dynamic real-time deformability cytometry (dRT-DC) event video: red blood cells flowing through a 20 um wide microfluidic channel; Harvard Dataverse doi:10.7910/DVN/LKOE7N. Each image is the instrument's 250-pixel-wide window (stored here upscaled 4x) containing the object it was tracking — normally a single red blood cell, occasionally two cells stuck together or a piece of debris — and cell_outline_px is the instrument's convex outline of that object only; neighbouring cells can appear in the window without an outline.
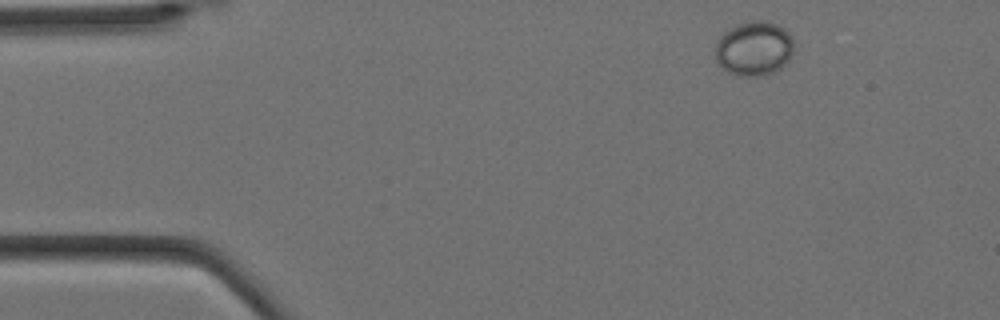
{"species": "Egyptian fruit bat (a non-hibernating species)", "species_latin": "Rousettus aegyptiacus", "temperature_condition": "cold", "stored_images_in_passage": 4, "camera_frame_rate_fps": 3000, "um_per_image_px": 0.085, "animal": {"sex": "female"}, "frame": {"image": 1, "passage_image": 1, "time_ms": 0.0, "image_size_px": [1000, 320], "cell_outline_px": [[792, 56], [776, 72], [764, 76], [736, 76], [728, 72], [716, 64], [716, 44], [720, 36], [728, 28], [736, 24], [752, 20], [768, 20], [784, 28], [792, 36]], "centroid_in_image_um": [64.08, 4.13], "position_along_channel_um": 20.9, "area_um2": 25.37}}
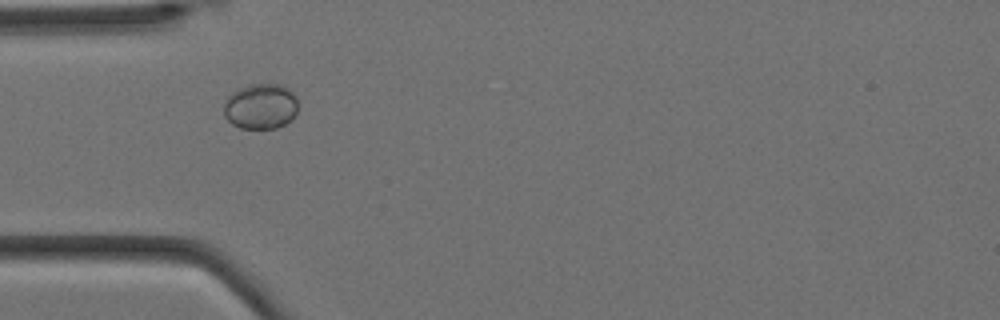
{"frame": {"image": 2, "passage_image": 3, "time_ms": 0.667, "image_size_px": [1000, 320], "cell_outline_px": [[296, 112], [292, 120], [276, 128], [240, 128], [232, 124], [224, 116], [224, 100], [232, 92], [248, 84], [280, 84], [288, 88], [296, 96]], "centroid_in_image_um": [22.14, 9.03], "position_along_channel_um": 62.9, "area_um2": 19.77}}
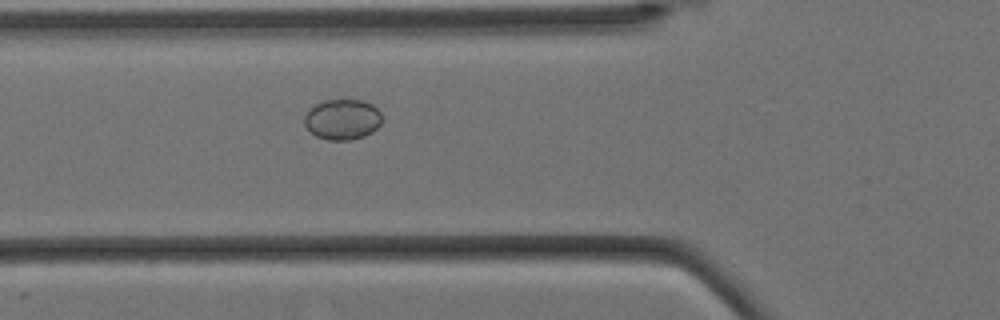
{"frame": {"image": 3, "passage_image": 4, "time_ms": 1.0, "image_size_px": [1000, 320], "cell_outline_px": [[380, 124], [372, 132], [364, 136], [348, 140], [328, 140], [316, 136], [304, 124], [304, 116], [316, 104], [324, 100], [364, 100], [372, 104], [380, 112]], "centroid_in_image_um": [29.11, 10.15], "position_along_channel_um": 96.7, "area_um2": 18.09}}